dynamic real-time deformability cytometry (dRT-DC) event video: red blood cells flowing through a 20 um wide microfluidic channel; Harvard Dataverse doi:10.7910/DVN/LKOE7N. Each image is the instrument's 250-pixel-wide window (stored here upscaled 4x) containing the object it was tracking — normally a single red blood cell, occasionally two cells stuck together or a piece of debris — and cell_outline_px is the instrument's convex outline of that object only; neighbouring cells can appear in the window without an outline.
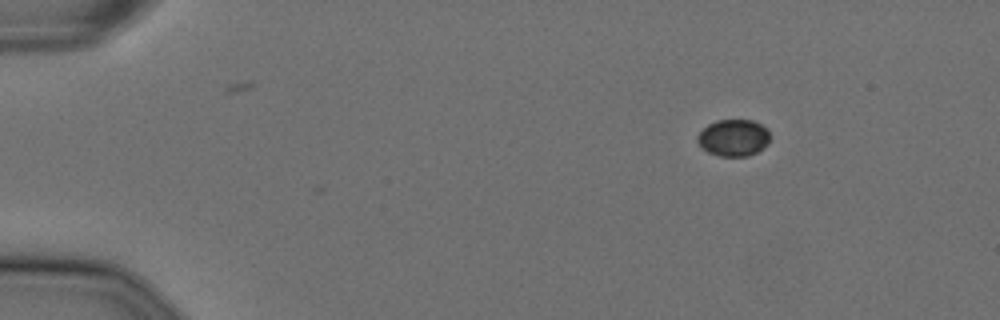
{"species": "Egyptian fruit bat (a non-hibernating species)", "species_latin": "Rousettus aegyptiacus", "temperature_condition": "cold", "stored_images_in_passage": 50, "camera_frame_rate_fps": 3000, "um_per_image_px": 0.085, "animal": {"sex": "female"}, "frame": {"image": 1, "passage_image": 1, "time_ms": 0.0, "image_size_px": [1000, 320], "cell_outline_px": [[768, 144], [756, 152], [748, 156], [720, 156], [708, 152], [700, 148], [696, 140], [696, 136], [708, 124], [716, 120], [752, 120], [760, 124], [768, 132]], "centroid_in_image_um": [62.29, 11.72], "position_along_channel_um": 22.7, "area_um2": 15.49}}
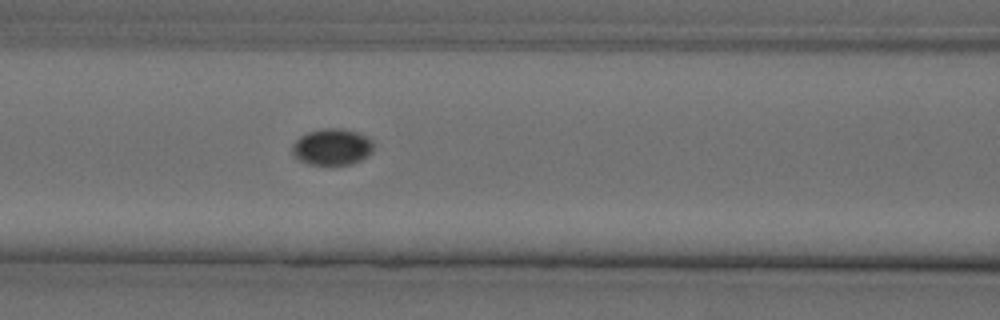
{"frame": {"image": 2, "passage_image": 18, "time_ms": 5.667, "image_size_px": [1000, 320], "cell_outline_px": [[372, 152], [360, 160], [352, 164], [308, 164], [292, 156], [292, 144], [300, 136], [308, 132], [320, 128], [344, 128], [360, 132], [368, 136], [372, 140]], "centroid_in_image_um": [28.22, 12.46], "position_along_channel_um": 138.4, "area_um2": 17.46}}
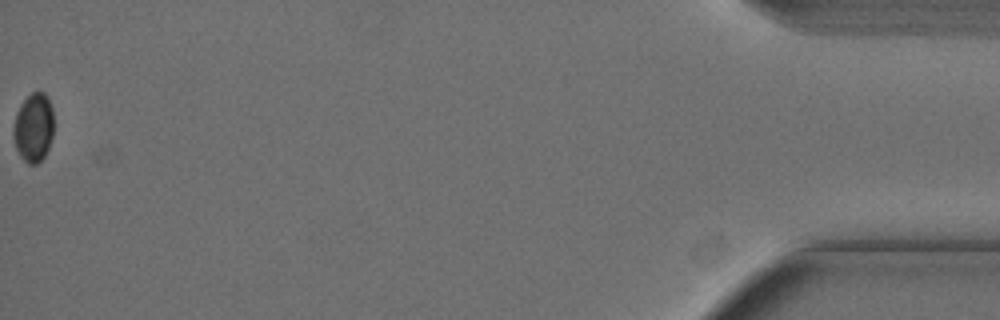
{"frame": {"image": 3, "passage_image": 50, "time_ms": 16.333, "image_size_px": [1000, 320], "cell_outline_px": [[52, 136], [48, 148], [44, 156], [36, 164], [28, 164], [20, 156], [16, 148], [12, 132], [16, 112], [20, 104], [32, 92], [44, 92], [52, 108]], "centroid_in_image_um": [2.82, 10.84], "position_along_channel_um": 432.4, "area_um2": 16.01}}